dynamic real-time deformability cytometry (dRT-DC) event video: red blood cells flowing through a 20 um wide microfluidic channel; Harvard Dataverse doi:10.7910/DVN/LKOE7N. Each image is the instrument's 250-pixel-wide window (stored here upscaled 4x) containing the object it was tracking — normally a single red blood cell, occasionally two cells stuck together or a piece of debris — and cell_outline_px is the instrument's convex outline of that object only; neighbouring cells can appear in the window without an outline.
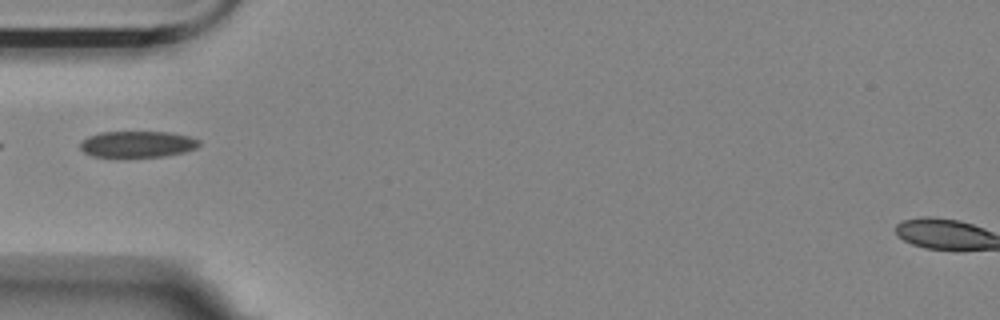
{"species": "Egyptian fruit bat (a non-hibernating species)", "species_latin": "Rousettus aegyptiacus", "temperature_condition": "room temperature", "stored_images_in_passage": 6, "camera_frame_rate_fps": 3000, "um_per_image_px": 0.085, "animal": {"sex": "female"}, "frame": {"image": 1, "passage_image": 2, "time_ms": 0.333, "image_size_px": [1000, 320], "cell_outline_px": [[200, 144], [196, 148], [184, 152], [164, 156], [92, 156], [84, 152], [80, 148], [80, 144], [88, 136], [100, 132], [168, 132], [188, 136], [200, 140]], "centroid_in_image_um": [11.69, 12.24], "position_along_channel_um": 73.3, "area_um2": 17.98}}
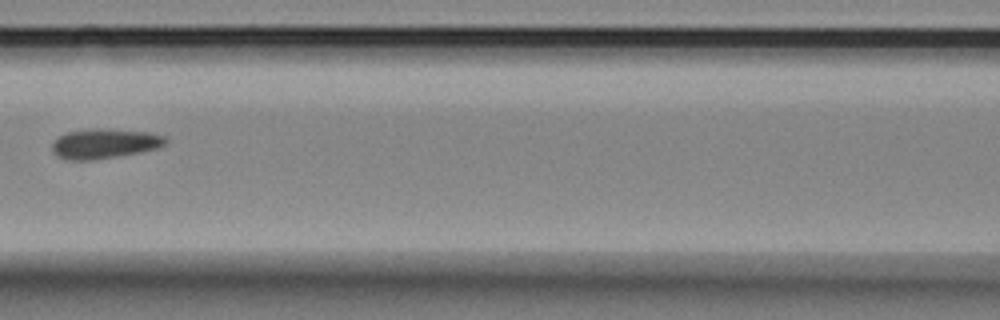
{"frame": {"image": 2, "passage_image": 4, "time_ms": 1.0, "image_size_px": [1000, 320], "cell_outline_px": [[168, 140], [164, 144], [156, 148], [140, 152], [92, 160], [68, 160], [56, 156], [52, 148], [52, 144], [60, 136], [68, 132], [92, 128], [104, 128], [152, 132], [164, 136]], "centroid_in_image_um": [8.89, 12.19], "position_along_channel_um": 157.7, "area_um2": 19.65}}
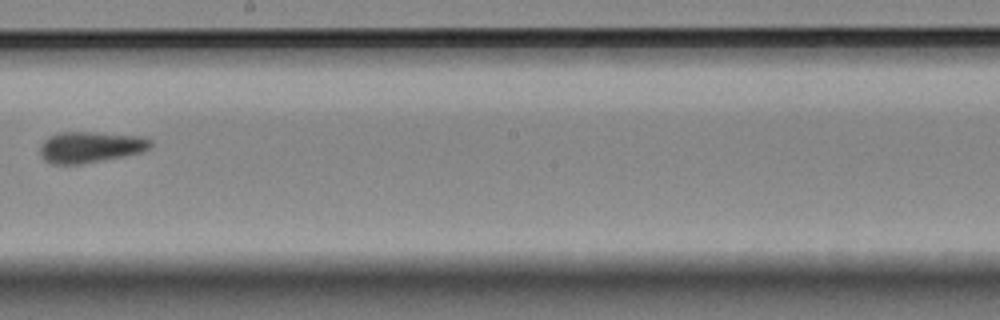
{"frame": {"image": 3, "passage_image": 6, "time_ms": 1.667, "image_size_px": [1000, 320], "cell_outline_px": [[152, 144], [148, 148], [140, 152], [124, 156], [80, 164], [52, 164], [44, 160], [40, 156], [40, 148], [44, 140], [48, 136], [60, 132], [92, 132], [144, 136], [152, 140]], "centroid_in_image_um": [7.66, 12.49], "position_along_channel_um": 240.5, "area_um2": 20.06}}